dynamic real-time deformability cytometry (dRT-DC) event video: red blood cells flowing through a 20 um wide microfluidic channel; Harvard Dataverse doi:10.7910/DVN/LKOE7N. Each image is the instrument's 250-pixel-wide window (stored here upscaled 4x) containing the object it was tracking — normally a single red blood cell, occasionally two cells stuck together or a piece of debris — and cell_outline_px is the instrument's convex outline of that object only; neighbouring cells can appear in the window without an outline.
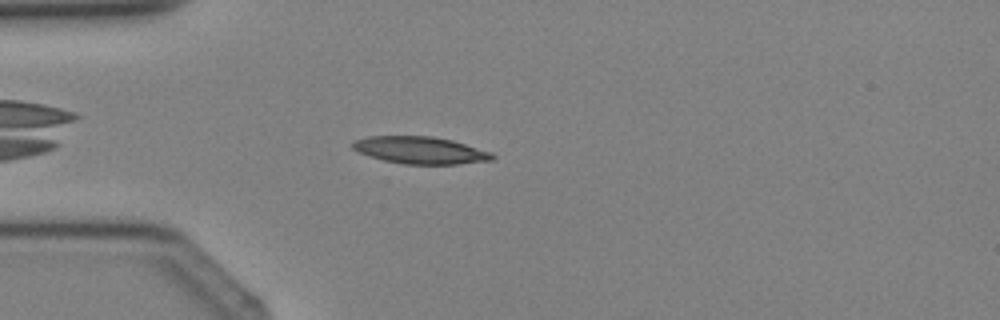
{"species": "Egyptian fruit bat (a non-hibernating species)", "species_latin": "Rousettus aegyptiacus", "temperature_condition": "cold", "stored_images_in_passage": 3, "camera_frame_rate_fps": 3000, "um_per_image_px": 0.085, "animal": {"sex": "female"}, "frame": {"image": 1, "passage_image": 3, "time_ms": 3.333, "image_size_px": [1000, 320], "cell_outline_px": [[496, 156], [492, 160], [456, 164], [404, 164], [384, 160], [360, 152], [352, 148], [352, 144], [356, 140], [368, 136], [432, 136], [452, 140], [492, 152]], "centroid_in_image_um": [35.76, 12.76], "position_along_channel_um": 49.2, "area_um2": 21.91}}